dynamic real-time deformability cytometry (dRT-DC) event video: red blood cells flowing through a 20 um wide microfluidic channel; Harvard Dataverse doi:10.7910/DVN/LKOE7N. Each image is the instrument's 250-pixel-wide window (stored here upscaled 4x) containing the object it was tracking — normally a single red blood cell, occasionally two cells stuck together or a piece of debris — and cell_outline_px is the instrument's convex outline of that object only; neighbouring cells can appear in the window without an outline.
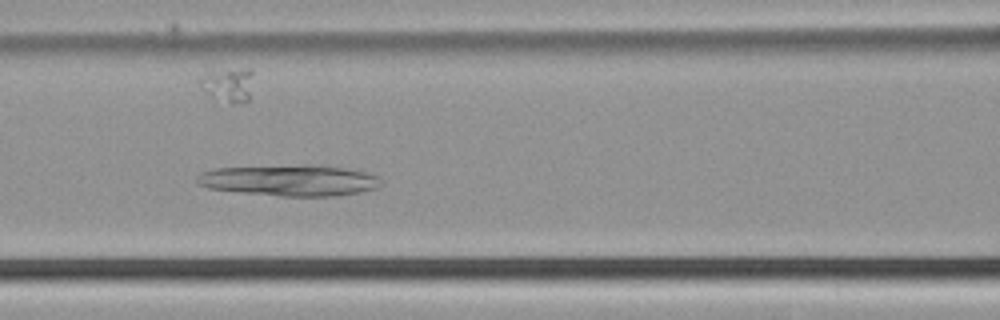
{"species": "common noctule bat (a hibernating species)", "species_latin": "Nyctalus noctula", "temperature_condition": "cold", "stored_images_in_passage": 37, "camera_frame_rate_fps": 3000, "um_per_image_px": 0.085, "animal": {"sex": "male", "body_mass_g": 21.5, "forearm_length_mm": 52.0}, "frame": {"image": 1, "passage_image": 8, "time_ms": 2.333, "image_size_px": [1000, 320], "cell_outline_px": [[384, 184], [380, 188], [360, 192], [336, 196], [280, 196], [240, 192], [208, 188], [196, 184], [196, 176], [200, 172], [216, 168], [304, 164], [316, 164], [344, 168], [368, 172], [380, 176]], "centroid_in_image_um": [24.68, 15.32], "position_along_channel_um": 141.9, "area_um2": 34.1}}
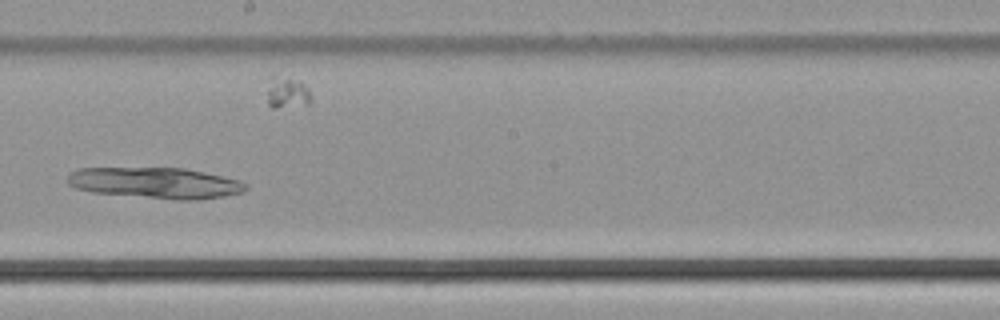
{"frame": {"image": 2, "passage_image": 15, "time_ms": 4.667, "image_size_px": [1000, 320], "cell_outline_px": [[248, 188], [244, 192], [224, 196], [200, 200], [176, 200], [92, 192], [76, 188], [68, 184], [68, 172], [80, 168], [184, 168], [204, 172], [240, 180], [248, 184]], "centroid_in_image_um": [13.25, 15.55], "position_along_channel_um": 235.0, "area_um2": 32.37}}
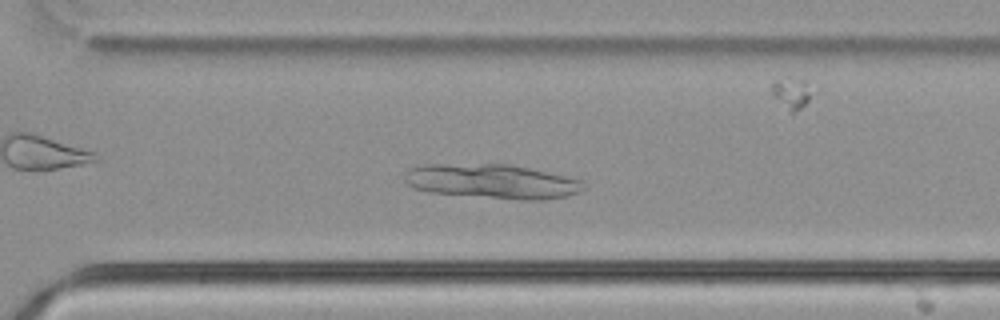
{"frame": {"image": 3, "passage_image": 22, "time_ms": 7.0, "image_size_px": [1000, 320], "cell_outline_px": [[588, 188], [580, 192], [568, 196], [544, 200], [524, 200], [428, 192], [416, 188], [408, 184], [404, 180], [404, 172], [408, 168], [416, 164], [508, 164], [528, 168], [584, 180]], "centroid_in_image_um": [41.85, 15.41], "position_along_channel_um": 328.8, "area_um2": 36.24}}